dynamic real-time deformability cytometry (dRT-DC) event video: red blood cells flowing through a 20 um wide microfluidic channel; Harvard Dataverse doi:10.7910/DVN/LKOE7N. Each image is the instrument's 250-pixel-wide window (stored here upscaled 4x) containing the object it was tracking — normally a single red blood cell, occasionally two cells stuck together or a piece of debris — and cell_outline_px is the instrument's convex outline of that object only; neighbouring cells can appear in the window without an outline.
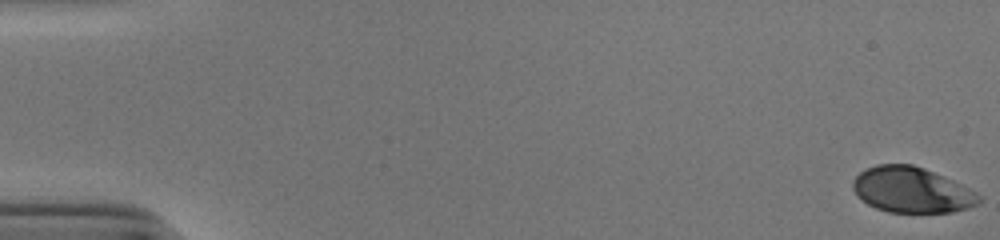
{"species": "human", "species_latin": "Homo sapiens", "temperature_condition": "cold", "stored_images_in_passage": 54, "camera_frame_rate_fps": 3000, "um_per_image_px": 0.085, "donor": {"sex": "male"}, "frame": {"image": 1, "passage_image": 1, "time_ms": 0.0, "image_size_px": [1000, 240], "cell_outline_px": [[980, 204], [968, 208], [952, 212], [888, 212], [876, 208], [868, 204], [856, 196], [852, 188], [852, 180], [860, 172], [876, 164], [912, 164], [924, 168], [944, 176], [968, 188], [980, 196]], "centroid_in_image_um": [77.47, 16.14], "position_along_channel_um": 7.5, "area_um2": 33.47}}
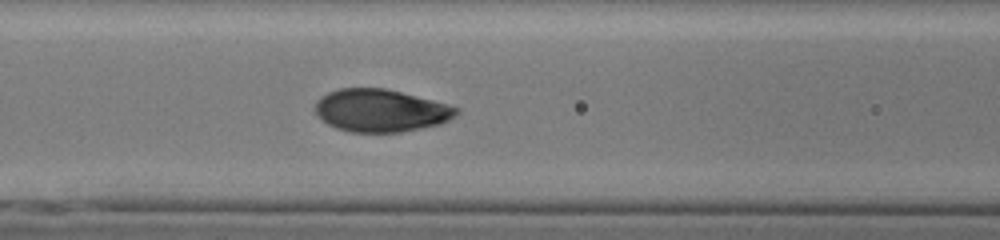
{"frame": {"image": 2, "passage_image": 24, "time_ms": 7.667, "image_size_px": [1000, 240], "cell_outline_px": [[460, 112], [448, 120], [440, 124], [400, 132], [348, 132], [336, 128], [328, 124], [316, 112], [316, 100], [320, 96], [328, 92], [340, 88], [384, 88], [448, 104], [460, 108]], "centroid_in_image_um": [32.36, 9.39], "position_along_channel_um": 134.2, "area_um2": 34.85}}
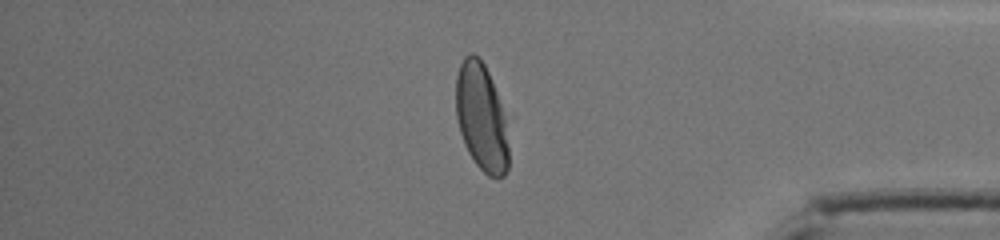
{"frame": {"image": 3, "passage_image": 46, "time_ms": 15.0, "image_size_px": [1000, 240], "cell_outline_px": [[508, 168], [504, 176], [496, 180], [488, 176], [476, 164], [468, 152], [464, 144], [460, 132], [456, 116], [456, 76], [460, 64], [464, 56], [468, 52], [472, 52], [484, 64], [488, 72], [496, 92], [504, 116], [508, 144]], "centroid_in_image_um": [40.9, 10.0], "position_along_channel_um": 394.3, "area_um2": 32.95}, "authors_computed_cell_mechanics": {"area_um2": 34.8245, "velocity_mm_per_s": 3.858, "shape_relaxation_time_tau1_ms": 3.4199, "shape_relaxation_time_tau2_ms": null, "deformation_change_tau1": 0.1562, "deformation_change_tau2": null}}